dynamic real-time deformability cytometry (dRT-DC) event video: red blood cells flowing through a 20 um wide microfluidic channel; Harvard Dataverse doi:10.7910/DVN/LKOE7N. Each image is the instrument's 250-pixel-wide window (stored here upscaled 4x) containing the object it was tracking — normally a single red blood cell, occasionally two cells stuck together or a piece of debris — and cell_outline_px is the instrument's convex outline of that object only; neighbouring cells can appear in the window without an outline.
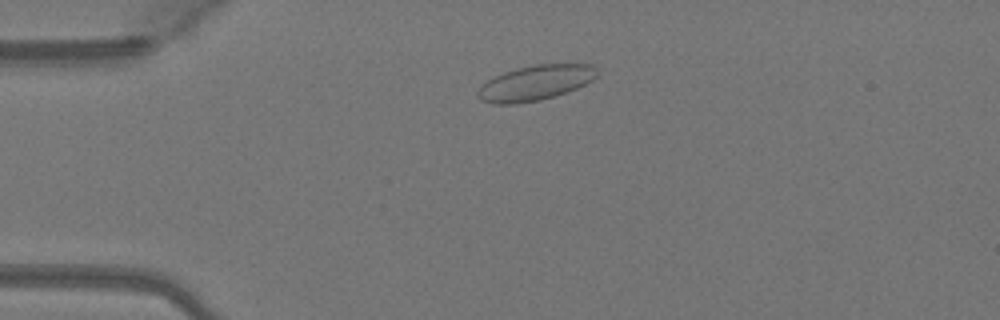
{"species": "Egyptian fruit bat (a non-hibernating species)", "species_latin": "Rousettus aegyptiacus", "temperature_condition": "warm", "stored_images_in_passage": 45, "camera_frame_rate_fps": 3000, "um_per_image_px": 0.085, "animal": {"sex": "female"}, "frame": {"image": 1, "passage_image": 7, "time_ms": 2.0, "image_size_px": [1000, 320], "cell_outline_px": [[600, 72], [592, 80], [576, 88], [556, 96], [540, 100], [516, 104], [492, 104], [480, 100], [476, 96], [476, 92], [488, 80], [504, 72], [516, 68], [536, 64], [592, 64]], "centroid_in_image_um": [45.5, 7.05], "position_along_channel_um": 39.5, "area_um2": 24.45}}
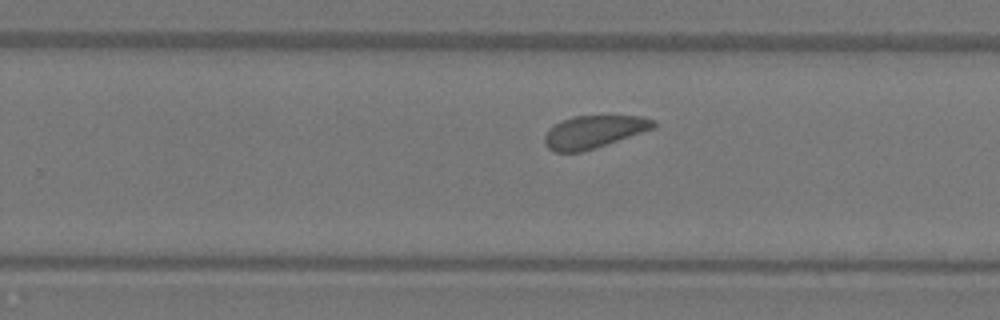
{"frame": {"image": 2, "passage_image": 27, "time_ms": 8.667, "image_size_px": [1000, 320], "cell_outline_px": [[656, 124], [652, 128], [580, 152], [556, 152], [548, 148], [544, 144], [544, 136], [548, 128], [572, 116], [644, 116], [656, 120]], "centroid_in_image_um": [50.42, 11.18], "position_along_channel_um": 279.4, "area_um2": 20.17}}
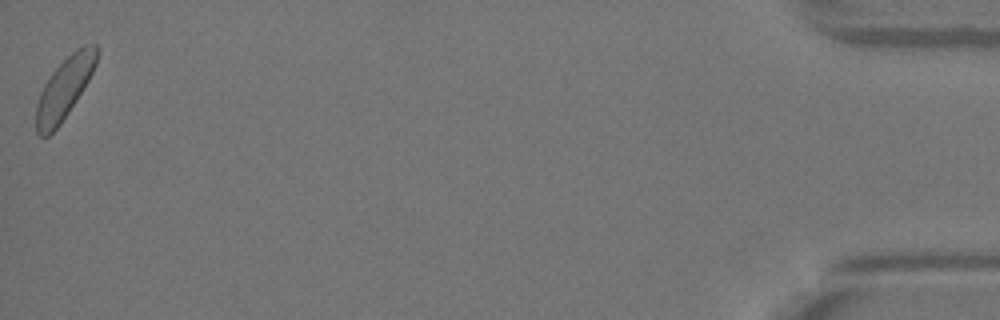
{"frame": {"image": 3, "passage_image": 45, "time_ms": 14.667, "image_size_px": [1000, 320], "cell_outline_px": [[100, 52], [96, 64], [88, 80], [76, 100], [60, 124], [48, 136], [40, 136], [36, 132], [36, 104], [40, 92], [44, 84], [52, 72], [76, 48], [84, 44], [96, 44], [100, 48]], "centroid_in_image_um": [5.49, 7.46], "position_along_channel_um": 429.7, "area_um2": 21.5}}